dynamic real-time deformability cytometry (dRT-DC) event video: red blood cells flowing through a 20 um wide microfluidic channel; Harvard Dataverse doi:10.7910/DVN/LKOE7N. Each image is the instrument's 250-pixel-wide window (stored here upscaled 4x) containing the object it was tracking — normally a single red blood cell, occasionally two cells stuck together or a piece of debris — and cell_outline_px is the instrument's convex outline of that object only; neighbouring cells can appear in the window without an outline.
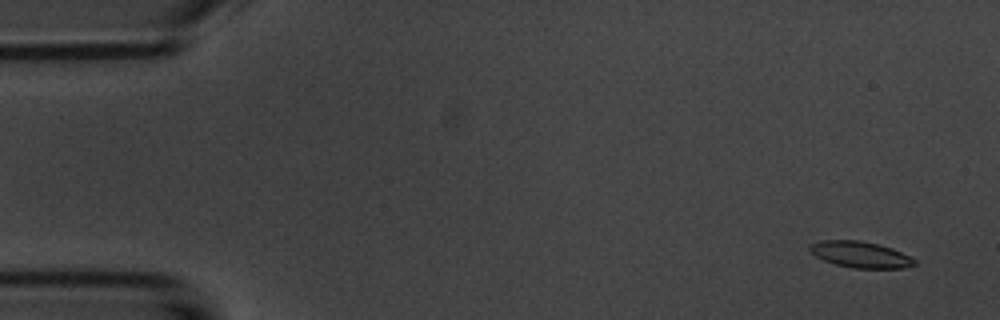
{"species": "common noctule bat (a hibernating species)", "species_latin": "Nyctalus noctula", "temperature_condition": "room temperature", "stored_images_in_passage": 55, "camera_frame_rate_fps": 3000, "um_per_image_px": 0.085, "animal": {"sex": "male", "body_mass_g": 20.1, "forearm_length_mm": 53.5}, "frame": {"image": 1, "passage_image": 3, "time_ms": 0.667, "image_size_px": [1000, 320], "cell_outline_px": [[916, 264], [904, 268], [852, 268], [836, 264], [824, 260], [808, 252], [808, 244], [820, 240], [860, 240], [892, 248], [916, 260]], "centroid_in_image_um": [73.07, 21.63], "position_along_channel_um": 11.9, "area_um2": 16.01}}
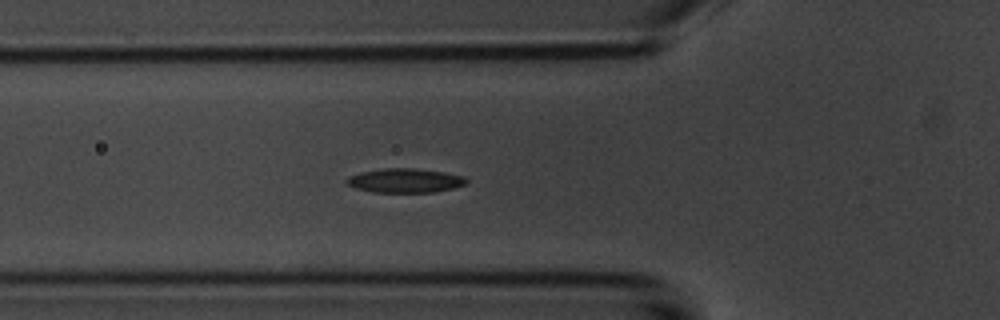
{"frame": {"image": 2, "passage_image": 19, "time_ms": 6.0, "image_size_px": [1000, 320], "cell_outline_px": [[468, 180], [464, 184], [452, 188], [436, 192], [372, 192], [356, 188], [348, 184], [344, 180], [348, 176], [360, 172], [384, 168], [412, 168], [444, 172], [464, 176]], "centroid_in_image_um": [34.4, 15.34], "position_along_channel_um": 91.4, "area_um2": 16.82}}
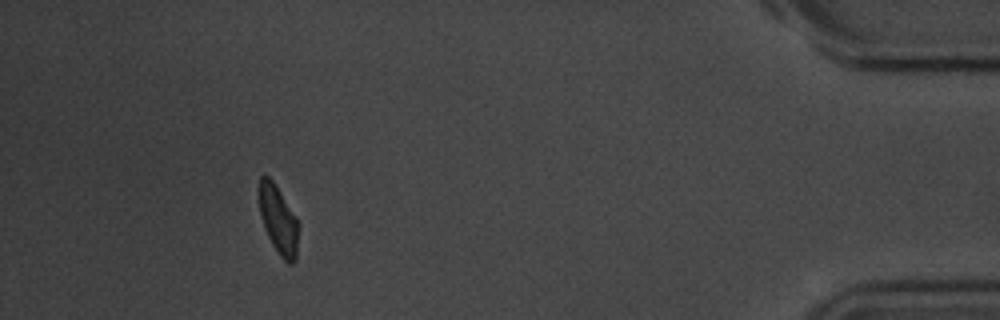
{"frame": {"image": 3, "passage_image": 50, "time_ms": 16.333, "image_size_px": [1000, 320], "cell_outline_px": [[300, 224], [296, 260], [292, 264], [288, 264], [280, 256], [272, 244], [264, 228], [260, 216], [256, 192], [256, 188], [260, 176], [268, 176], [272, 180], [296, 216]], "centroid_in_image_um": [23.64, 18.67], "position_along_channel_um": 411.6, "area_um2": 16.36}, "authors_computed_cell_mechanics": {"area_um2": 16.762, "velocity_mm_per_s": 3.683, "shape_relaxation_time_tau1_ms": 3.1572, "shape_relaxation_time_tau2_ms": 10.26, "deformation_change_tau1": 0.0993, "deformation_change_tau2": 0.1625}}